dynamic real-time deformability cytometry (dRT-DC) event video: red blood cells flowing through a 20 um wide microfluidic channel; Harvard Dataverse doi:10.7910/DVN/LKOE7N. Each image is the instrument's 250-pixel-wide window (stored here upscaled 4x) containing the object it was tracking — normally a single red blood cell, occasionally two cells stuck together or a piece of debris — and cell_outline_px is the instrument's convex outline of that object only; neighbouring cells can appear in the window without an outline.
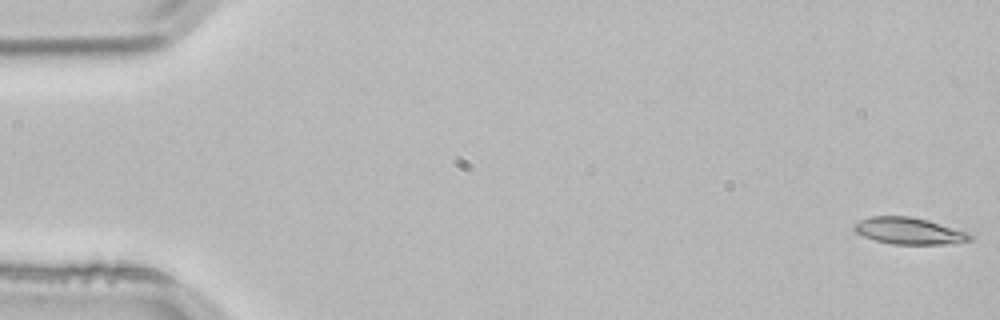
{"species": "common noctule bat (a hibernating species)", "species_latin": "Nyctalus noctula", "temperature_condition": "room temperature", "stored_images_in_passage": 53, "camera_frame_rate_fps": 3000, "um_per_image_px": 0.085, "animal": {"sex": "male", "body_mass_g": 21.5, "forearm_length_mm": 52.0}, "frame": {"image": 1, "passage_image": 1, "time_ms": 0.0, "image_size_px": [1000, 320], "cell_outline_px": [[972, 240], [944, 244], [892, 244], [876, 240], [864, 236], [856, 232], [852, 228], [852, 224], [868, 216], [908, 216], [928, 220], [968, 232], [972, 236]], "centroid_in_image_um": [77.23, 19.62], "position_along_channel_um": 7.8, "area_um2": 17.98}}
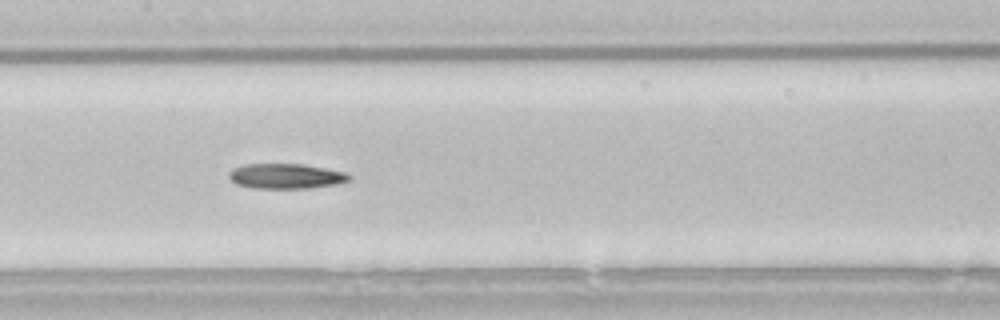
{"frame": {"image": 2, "passage_image": 26, "time_ms": 8.333, "image_size_px": [1000, 320], "cell_outline_px": [[352, 176], [348, 180], [336, 184], [308, 188], [252, 188], [236, 184], [228, 176], [228, 172], [232, 168], [244, 164], [304, 164], [328, 168], [348, 172]], "centroid_in_image_um": [24.31, 14.96], "position_along_channel_um": 183.1, "area_um2": 17.74}}
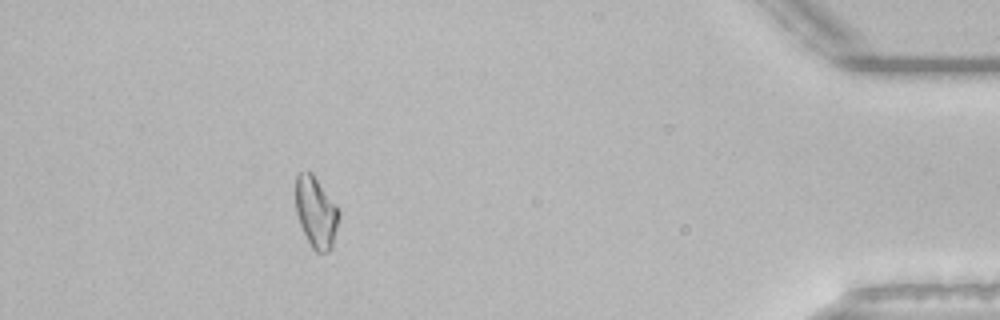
{"frame": {"image": 3, "passage_image": 48, "time_ms": 15.667, "image_size_px": [1000, 320], "cell_outline_px": [[340, 212], [332, 248], [328, 252], [316, 252], [312, 248], [300, 224], [296, 212], [296, 176], [300, 172], [312, 172], [336, 204]], "centroid_in_image_um": [26.87, 18.04], "position_along_channel_um": 408.3, "area_um2": 17.8}}